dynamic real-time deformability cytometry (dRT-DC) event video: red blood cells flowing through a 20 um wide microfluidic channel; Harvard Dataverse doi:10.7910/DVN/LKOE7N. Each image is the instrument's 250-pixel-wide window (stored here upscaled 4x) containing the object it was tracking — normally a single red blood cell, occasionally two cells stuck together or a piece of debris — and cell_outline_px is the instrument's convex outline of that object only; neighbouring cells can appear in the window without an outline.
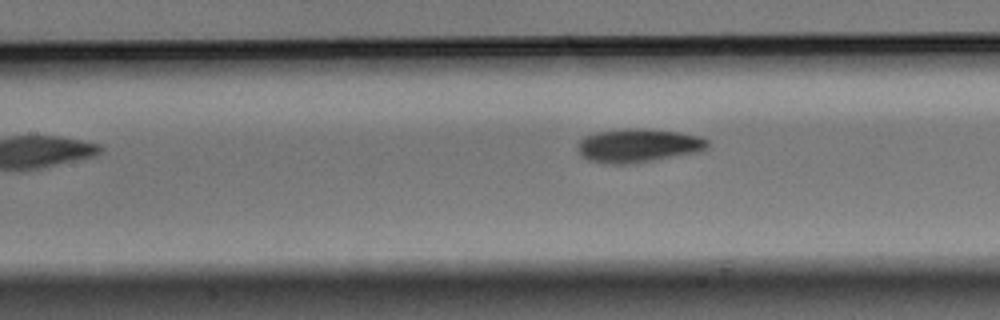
{"species": "Egyptian fruit bat (a non-hibernating species)", "species_latin": "Rousettus aegyptiacus", "temperature_condition": "warm", "stored_images_in_passage": 6, "camera_frame_rate_fps": 3000, "um_per_image_px": 0.085, "animal": {"sex": "male"}, "frame": {"image": 1, "passage_image": 6, "time_ms": 1.667, "image_size_px": [1000, 320], "cell_outline_px": [[708, 148], [704, 152], [636, 164], [604, 164], [588, 160], [580, 152], [580, 140], [584, 136], [596, 132], [624, 128], [644, 128], [680, 132], [704, 136], [708, 140]], "centroid_in_image_um": [54.37, 12.38], "position_along_channel_um": 153.0, "area_um2": 26.18}}